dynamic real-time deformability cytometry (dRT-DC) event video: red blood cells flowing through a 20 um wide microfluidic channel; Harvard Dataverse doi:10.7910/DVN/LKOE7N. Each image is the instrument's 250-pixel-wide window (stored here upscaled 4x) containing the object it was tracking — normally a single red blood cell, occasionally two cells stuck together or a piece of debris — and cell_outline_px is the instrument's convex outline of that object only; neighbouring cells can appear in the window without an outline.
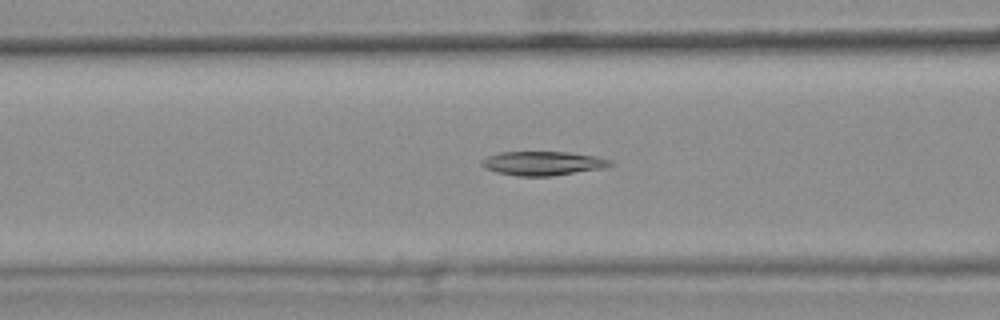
{"species": "common noctule bat (a hibernating species)", "species_latin": "Nyctalus noctula", "temperature_condition": "warm", "stored_images_in_passage": 46, "camera_frame_rate_fps": 3000, "um_per_image_px": 0.085, "animal": {"sex": "female", "body_mass_g": 25.1}, "frame": {"image": 1, "passage_image": 20, "time_ms": 6.333, "image_size_px": [1000, 320], "cell_outline_px": [[612, 164], [604, 168], [552, 176], [516, 176], [496, 172], [484, 168], [480, 164], [480, 160], [488, 156], [500, 152], [568, 152], [600, 156], [612, 160]], "centroid_in_image_um": [46.14, 13.88], "position_along_channel_um": 120.5, "area_um2": 18.21}}
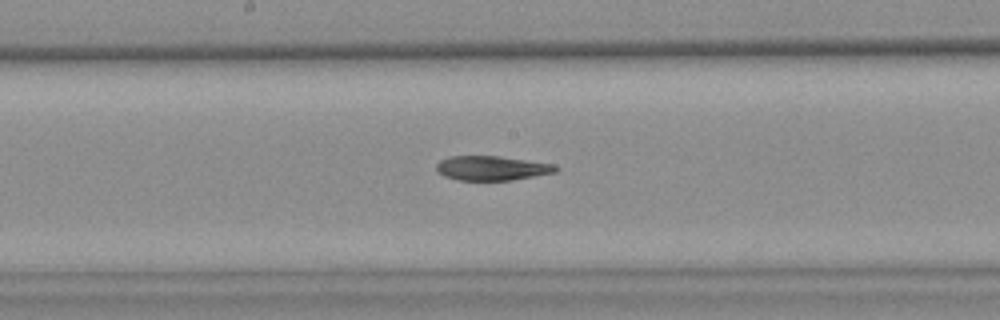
{"frame": {"image": 2, "passage_image": 27, "time_ms": 8.667, "image_size_px": [1000, 320], "cell_outline_px": [[560, 168], [556, 172], [512, 180], [456, 180], [444, 176], [436, 172], [436, 164], [440, 160], [448, 156], [500, 156], [556, 164]], "centroid_in_image_um": [41.8, 14.29], "position_along_channel_um": 206.4, "area_um2": 17.22}, "authors_computed_cell_mechanics": {"area_um2": 18.2937, "velocity_mm_per_s": 3.69, "shape_relaxation_time_tau1_ms": 9.6047, "shape_relaxation_time_tau2_ms": null, "deformation_change_tau1": 0.1508, "deformation_change_tau2": null}}